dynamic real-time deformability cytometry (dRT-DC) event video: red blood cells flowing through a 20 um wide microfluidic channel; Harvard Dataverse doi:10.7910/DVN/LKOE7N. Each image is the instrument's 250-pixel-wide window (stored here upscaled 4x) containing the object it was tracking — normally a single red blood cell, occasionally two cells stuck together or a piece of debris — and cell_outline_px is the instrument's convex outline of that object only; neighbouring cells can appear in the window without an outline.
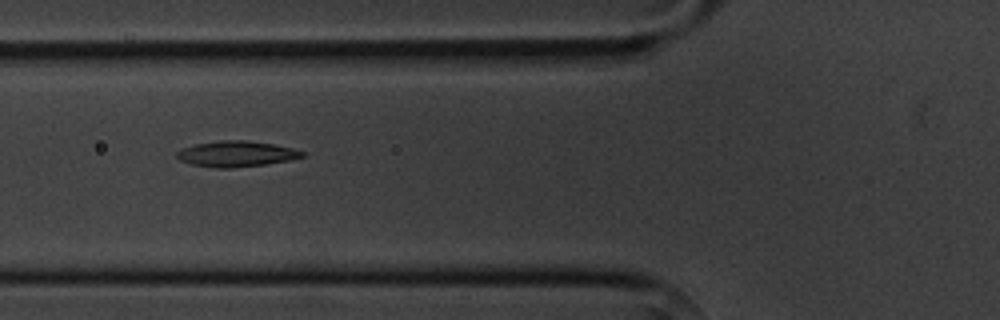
{"species": "common noctule bat (a hibernating species)", "species_latin": "Nyctalus noctula", "temperature_condition": "cold", "stored_images_in_passage": 12, "camera_frame_rate_fps": 3000, "um_per_image_px": 0.085, "animal": {"sex": "male", "body_mass_g": 20.1, "forearm_length_mm": 53.5}, "frame": {"image": 1, "passage_image": 5, "time_ms": 5.667, "image_size_px": [1000, 320], "cell_outline_px": [[304, 156], [288, 160], [264, 164], [228, 168], [212, 168], [192, 164], [180, 160], [176, 156], [176, 152], [180, 148], [196, 144], [220, 140], [248, 140], [272, 144], [292, 148], [304, 152]], "centroid_in_image_um": [20.03, 13.07], "position_along_channel_um": 105.8, "area_um2": 18.67}}
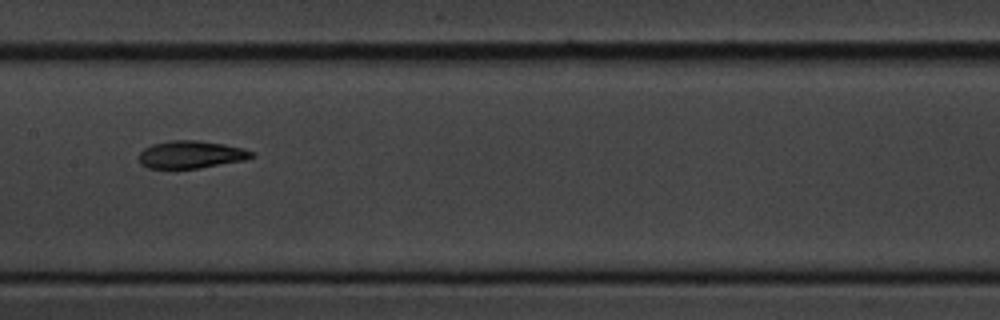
{"frame": {"image": 2, "passage_image": 7, "time_ms": 8.0, "image_size_px": [1000, 320], "cell_outline_px": [[256, 156], [244, 160], [200, 168], [148, 168], [140, 164], [140, 152], [144, 148], [152, 144], [168, 140], [200, 140], [224, 144], [244, 148], [252, 152]], "centroid_in_image_um": [16.24, 13.13], "position_along_channel_um": 191.2, "area_um2": 18.15}}
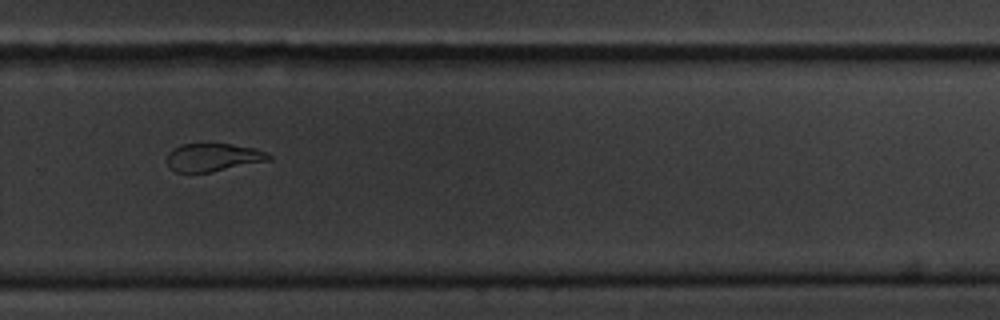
{"frame": {"image": 3, "passage_image": 10, "time_ms": 11.333, "image_size_px": [1000, 320], "cell_outline_px": [[272, 160], [212, 172], [176, 172], [168, 164], [168, 152], [172, 148], [180, 144], [232, 144], [252, 148], [268, 152], [272, 156]], "centroid_in_image_um": [18.15, 13.37], "position_along_channel_um": 311.7, "area_um2": 16.65}}